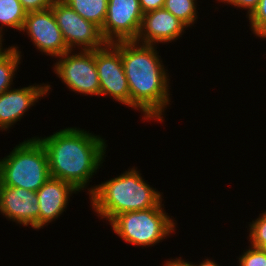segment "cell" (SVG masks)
<instances>
[{
  "label": "cell",
  "mask_w": 266,
  "mask_h": 266,
  "mask_svg": "<svg viewBox=\"0 0 266 266\" xmlns=\"http://www.w3.org/2000/svg\"><path fill=\"white\" fill-rule=\"evenodd\" d=\"M36 138L46 150L51 177L72 184L79 193L87 189L90 195L94 191L90 179L105 162L107 140L78 127H66Z\"/></svg>",
  "instance_id": "cell-1"
},
{
  "label": "cell",
  "mask_w": 266,
  "mask_h": 266,
  "mask_svg": "<svg viewBox=\"0 0 266 266\" xmlns=\"http://www.w3.org/2000/svg\"><path fill=\"white\" fill-rule=\"evenodd\" d=\"M158 45L135 40L120 41V53L128 81L131 109L142 114V120L164 122L171 102L170 77ZM170 89V90H169ZM171 95V96H170Z\"/></svg>",
  "instance_id": "cell-2"
},
{
  "label": "cell",
  "mask_w": 266,
  "mask_h": 266,
  "mask_svg": "<svg viewBox=\"0 0 266 266\" xmlns=\"http://www.w3.org/2000/svg\"><path fill=\"white\" fill-rule=\"evenodd\" d=\"M137 169L133 166L120 175L95 185L89 201L92 211L100 220L110 223L121 213L146 210L162 204L163 193L148 184Z\"/></svg>",
  "instance_id": "cell-3"
},
{
  "label": "cell",
  "mask_w": 266,
  "mask_h": 266,
  "mask_svg": "<svg viewBox=\"0 0 266 266\" xmlns=\"http://www.w3.org/2000/svg\"><path fill=\"white\" fill-rule=\"evenodd\" d=\"M50 177L46 150L35 136L19 142L0 159L3 185L36 192Z\"/></svg>",
  "instance_id": "cell-4"
},
{
  "label": "cell",
  "mask_w": 266,
  "mask_h": 266,
  "mask_svg": "<svg viewBox=\"0 0 266 266\" xmlns=\"http://www.w3.org/2000/svg\"><path fill=\"white\" fill-rule=\"evenodd\" d=\"M164 208L161 204L146 210L124 212L107 224L127 244L139 248L152 247L177 230V221Z\"/></svg>",
  "instance_id": "cell-5"
},
{
  "label": "cell",
  "mask_w": 266,
  "mask_h": 266,
  "mask_svg": "<svg viewBox=\"0 0 266 266\" xmlns=\"http://www.w3.org/2000/svg\"><path fill=\"white\" fill-rule=\"evenodd\" d=\"M59 58V59H58ZM53 63V73L75 94L99 96L100 81L95 64V50H70ZM58 75V76H57Z\"/></svg>",
  "instance_id": "cell-6"
},
{
  "label": "cell",
  "mask_w": 266,
  "mask_h": 266,
  "mask_svg": "<svg viewBox=\"0 0 266 266\" xmlns=\"http://www.w3.org/2000/svg\"><path fill=\"white\" fill-rule=\"evenodd\" d=\"M95 64L100 81V96L131 107L130 90L120 53V41L95 49Z\"/></svg>",
  "instance_id": "cell-7"
},
{
  "label": "cell",
  "mask_w": 266,
  "mask_h": 266,
  "mask_svg": "<svg viewBox=\"0 0 266 266\" xmlns=\"http://www.w3.org/2000/svg\"><path fill=\"white\" fill-rule=\"evenodd\" d=\"M51 9L69 50H95L107 43L97 25L82 18L64 1L54 0Z\"/></svg>",
  "instance_id": "cell-8"
},
{
  "label": "cell",
  "mask_w": 266,
  "mask_h": 266,
  "mask_svg": "<svg viewBox=\"0 0 266 266\" xmlns=\"http://www.w3.org/2000/svg\"><path fill=\"white\" fill-rule=\"evenodd\" d=\"M20 32L28 35L34 48L43 55L57 58L70 51L62 32L57 24L55 15L50 8L28 12Z\"/></svg>",
  "instance_id": "cell-9"
},
{
  "label": "cell",
  "mask_w": 266,
  "mask_h": 266,
  "mask_svg": "<svg viewBox=\"0 0 266 266\" xmlns=\"http://www.w3.org/2000/svg\"><path fill=\"white\" fill-rule=\"evenodd\" d=\"M143 12L139 0H108L107 15L100 29L107 43L136 40Z\"/></svg>",
  "instance_id": "cell-10"
},
{
  "label": "cell",
  "mask_w": 266,
  "mask_h": 266,
  "mask_svg": "<svg viewBox=\"0 0 266 266\" xmlns=\"http://www.w3.org/2000/svg\"><path fill=\"white\" fill-rule=\"evenodd\" d=\"M52 85L48 83L33 84L21 88H10L0 94V131H8L32 107L36 106L47 94L49 95ZM40 98V99H39Z\"/></svg>",
  "instance_id": "cell-11"
},
{
  "label": "cell",
  "mask_w": 266,
  "mask_h": 266,
  "mask_svg": "<svg viewBox=\"0 0 266 266\" xmlns=\"http://www.w3.org/2000/svg\"><path fill=\"white\" fill-rule=\"evenodd\" d=\"M39 211L36 192L0 182V213L8 221L39 230Z\"/></svg>",
  "instance_id": "cell-12"
},
{
  "label": "cell",
  "mask_w": 266,
  "mask_h": 266,
  "mask_svg": "<svg viewBox=\"0 0 266 266\" xmlns=\"http://www.w3.org/2000/svg\"><path fill=\"white\" fill-rule=\"evenodd\" d=\"M188 27L164 7L143 14L136 42L159 45L176 42Z\"/></svg>",
  "instance_id": "cell-13"
},
{
  "label": "cell",
  "mask_w": 266,
  "mask_h": 266,
  "mask_svg": "<svg viewBox=\"0 0 266 266\" xmlns=\"http://www.w3.org/2000/svg\"><path fill=\"white\" fill-rule=\"evenodd\" d=\"M70 183L50 177L37 191L39 211V229L60 218L67 209L70 197L78 194Z\"/></svg>",
  "instance_id": "cell-14"
},
{
  "label": "cell",
  "mask_w": 266,
  "mask_h": 266,
  "mask_svg": "<svg viewBox=\"0 0 266 266\" xmlns=\"http://www.w3.org/2000/svg\"><path fill=\"white\" fill-rule=\"evenodd\" d=\"M82 18L102 28L106 15L108 0H62Z\"/></svg>",
  "instance_id": "cell-15"
},
{
  "label": "cell",
  "mask_w": 266,
  "mask_h": 266,
  "mask_svg": "<svg viewBox=\"0 0 266 266\" xmlns=\"http://www.w3.org/2000/svg\"><path fill=\"white\" fill-rule=\"evenodd\" d=\"M27 12L19 0H0V38L5 29L21 31ZM7 27V28H6Z\"/></svg>",
  "instance_id": "cell-16"
},
{
  "label": "cell",
  "mask_w": 266,
  "mask_h": 266,
  "mask_svg": "<svg viewBox=\"0 0 266 266\" xmlns=\"http://www.w3.org/2000/svg\"><path fill=\"white\" fill-rule=\"evenodd\" d=\"M12 47L0 58V94L12 88L13 79L21 65L22 51L18 45ZM19 65V66H18Z\"/></svg>",
  "instance_id": "cell-17"
},
{
  "label": "cell",
  "mask_w": 266,
  "mask_h": 266,
  "mask_svg": "<svg viewBox=\"0 0 266 266\" xmlns=\"http://www.w3.org/2000/svg\"><path fill=\"white\" fill-rule=\"evenodd\" d=\"M197 0H165L164 8L192 28L198 19Z\"/></svg>",
  "instance_id": "cell-18"
},
{
  "label": "cell",
  "mask_w": 266,
  "mask_h": 266,
  "mask_svg": "<svg viewBox=\"0 0 266 266\" xmlns=\"http://www.w3.org/2000/svg\"><path fill=\"white\" fill-rule=\"evenodd\" d=\"M252 34L266 40V0H260L257 8L248 17Z\"/></svg>",
  "instance_id": "cell-19"
},
{
  "label": "cell",
  "mask_w": 266,
  "mask_h": 266,
  "mask_svg": "<svg viewBox=\"0 0 266 266\" xmlns=\"http://www.w3.org/2000/svg\"><path fill=\"white\" fill-rule=\"evenodd\" d=\"M249 236L247 240L250 245L260 248L266 242V210L259 214V216L252 222H248Z\"/></svg>",
  "instance_id": "cell-20"
},
{
  "label": "cell",
  "mask_w": 266,
  "mask_h": 266,
  "mask_svg": "<svg viewBox=\"0 0 266 266\" xmlns=\"http://www.w3.org/2000/svg\"><path fill=\"white\" fill-rule=\"evenodd\" d=\"M238 266H266V253L258 247L249 244L248 249L239 255Z\"/></svg>",
  "instance_id": "cell-21"
},
{
  "label": "cell",
  "mask_w": 266,
  "mask_h": 266,
  "mask_svg": "<svg viewBox=\"0 0 266 266\" xmlns=\"http://www.w3.org/2000/svg\"><path fill=\"white\" fill-rule=\"evenodd\" d=\"M224 5H231L235 8L246 10V18L257 8L260 0H216Z\"/></svg>",
  "instance_id": "cell-22"
},
{
  "label": "cell",
  "mask_w": 266,
  "mask_h": 266,
  "mask_svg": "<svg viewBox=\"0 0 266 266\" xmlns=\"http://www.w3.org/2000/svg\"><path fill=\"white\" fill-rule=\"evenodd\" d=\"M23 9L28 12H35L48 9L54 0H19Z\"/></svg>",
  "instance_id": "cell-23"
},
{
  "label": "cell",
  "mask_w": 266,
  "mask_h": 266,
  "mask_svg": "<svg viewBox=\"0 0 266 266\" xmlns=\"http://www.w3.org/2000/svg\"><path fill=\"white\" fill-rule=\"evenodd\" d=\"M143 14L163 8L165 0H139Z\"/></svg>",
  "instance_id": "cell-24"
},
{
  "label": "cell",
  "mask_w": 266,
  "mask_h": 266,
  "mask_svg": "<svg viewBox=\"0 0 266 266\" xmlns=\"http://www.w3.org/2000/svg\"><path fill=\"white\" fill-rule=\"evenodd\" d=\"M163 263L162 266H192L191 261L184 260L182 257H176L175 259L171 257V259H167Z\"/></svg>",
  "instance_id": "cell-25"
},
{
  "label": "cell",
  "mask_w": 266,
  "mask_h": 266,
  "mask_svg": "<svg viewBox=\"0 0 266 266\" xmlns=\"http://www.w3.org/2000/svg\"><path fill=\"white\" fill-rule=\"evenodd\" d=\"M192 266H220V264L215 261L211 260L210 257H206L202 262L195 264L192 262Z\"/></svg>",
  "instance_id": "cell-26"
},
{
  "label": "cell",
  "mask_w": 266,
  "mask_h": 266,
  "mask_svg": "<svg viewBox=\"0 0 266 266\" xmlns=\"http://www.w3.org/2000/svg\"><path fill=\"white\" fill-rule=\"evenodd\" d=\"M4 40H5L4 38H0V58L12 47L9 45L8 47L3 48Z\"/></svg>",
  "instance_id": "cell-27"
},
{
  "label": "cell",
  "mask_w": 266,
  "mask_h": 266,
  "mask_svg": "<svg viewBox=\"0 0 266 266\" xmlns=\"http://www.w3.org/2000/svg\"><path fill=\"white\" fill-rule=\"evenodd\" d=\"M260 248L266 253V242Z\"/></svg>",
  "instance_id": "cell-28"
}]
</instances>
